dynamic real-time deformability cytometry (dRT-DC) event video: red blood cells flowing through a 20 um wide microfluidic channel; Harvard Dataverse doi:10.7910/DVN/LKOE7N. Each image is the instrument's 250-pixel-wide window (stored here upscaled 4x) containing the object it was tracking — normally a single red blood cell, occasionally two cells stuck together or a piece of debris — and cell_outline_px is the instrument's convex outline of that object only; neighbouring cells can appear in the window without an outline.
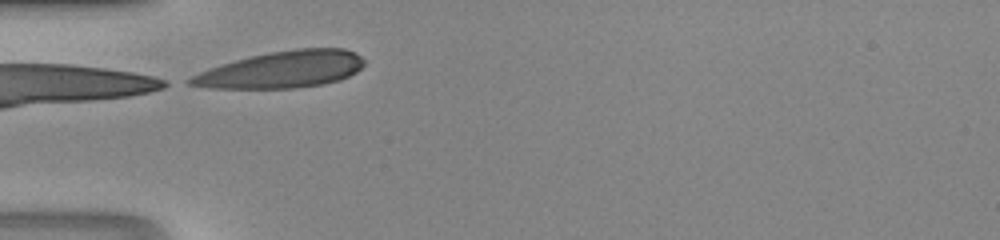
{"species": "human", "species_latin": "Homo sapiens", "temperature_condition": "room temperature", "stored_images_in_passage": 23, "camera_frame_rate_fps": 3000, "um_per_image_px": 0.085, "donor": {"sex": "male"}, "frame": {"image": 1, "passage_image": 1, "time_ms": 0.0, "image_size_px": [1000, 240], "cell_outline_px": [[364, 64], [356, 72], [340, 80], [324, 84], [296, 88], [208, 88], [188, 84], [184, 80], [208, 68], [236, 60], [268, 52], [296, 48], [344, 48], [356, 52], [364, 60]], "centroid_in_image_um": [23.96, 5.91], "position_along_channel_um": 61.0, "area_um2": 37.28}}
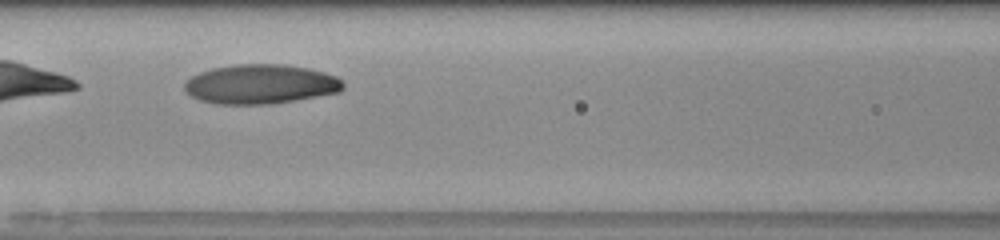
{"frame": {"image": 2, "passage_image": 7, "time_ms": 2.0, "image_size_px": [1000, 240], "cell_outline_px": [[344, 88], [340, 92], [268, 104], [216, 104], [200, 100], [192, 96], [184, 88], [184, 84], [192, 76], [200, 72], [212, 68], [236, 64], [284, 64], [308, 68], [324, 72], [336, 76], [344, 84]], "centroid_in_image_um": [22.15, 7.14], "position_along_channel_um": 144.5, "area_um2": 36.24}}